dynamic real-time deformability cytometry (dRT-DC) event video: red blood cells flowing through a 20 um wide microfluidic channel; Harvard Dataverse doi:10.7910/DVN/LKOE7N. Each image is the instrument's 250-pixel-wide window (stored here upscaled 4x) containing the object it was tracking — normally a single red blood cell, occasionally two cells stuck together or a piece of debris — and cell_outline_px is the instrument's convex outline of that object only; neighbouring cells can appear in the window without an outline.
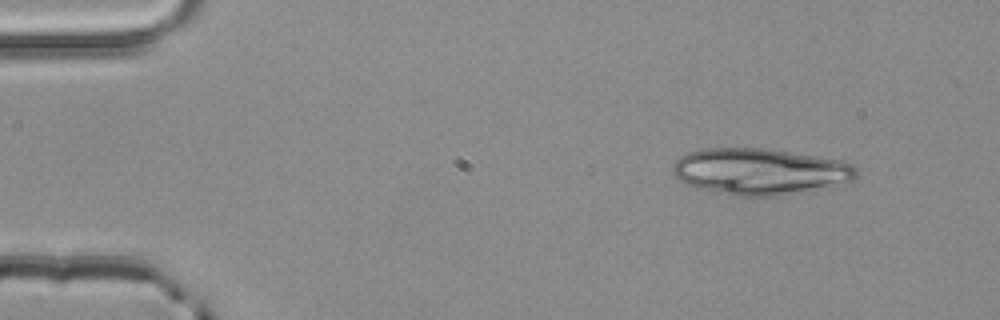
{"species": "common noctule bat (a hibernating species)", "species_latin": "Nyctalus noctula", "temperature_condition": "room temperature", "stored_images_in_passage": 2, "camera_frame_rate_fps": 3000, "um_per_image_px": 0.085, "animal": {"sex": "male", "body_mass_g": 20.4}, "frame": {"image": 1, "passage_image": 1, "time_ms": 0.0, "image_size_px": [1000, 320], "cell_outline_px": [[856, 180], [784, 196], [736, 196], [700, 188], [688, 184], [680, 180], [672, 172], [672, 164], [680, 156], [688, 152], [704, 148], [764, 148], [840, 160], [852, 164], [856, 168]], "centroid_in_image_um": [64.58, 14.57], "position_along_channel_um": 20.4, "area_um2": 49.48}}
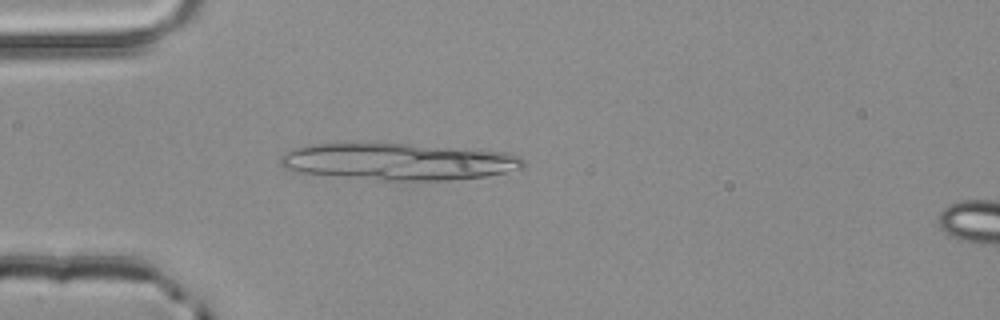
{"frame": {"image": 2, "passage_image": 2, "time_ms": 0.333, "image_size_px": [1000, 320], "cell_outline_px": [[524, 168], [488, 176], [452, 180], [380, 180], [300, 172], [284, 168], [280, 164], [280, 156], [296, 148], [312, 144], [408, 144], [476, 148], [508, 152], [520, 156], [524, 160]], "centroid_in_image_um": [34.0, 13.73], "position_along_channel_um": 51.0, "area_um2": 52.19}}